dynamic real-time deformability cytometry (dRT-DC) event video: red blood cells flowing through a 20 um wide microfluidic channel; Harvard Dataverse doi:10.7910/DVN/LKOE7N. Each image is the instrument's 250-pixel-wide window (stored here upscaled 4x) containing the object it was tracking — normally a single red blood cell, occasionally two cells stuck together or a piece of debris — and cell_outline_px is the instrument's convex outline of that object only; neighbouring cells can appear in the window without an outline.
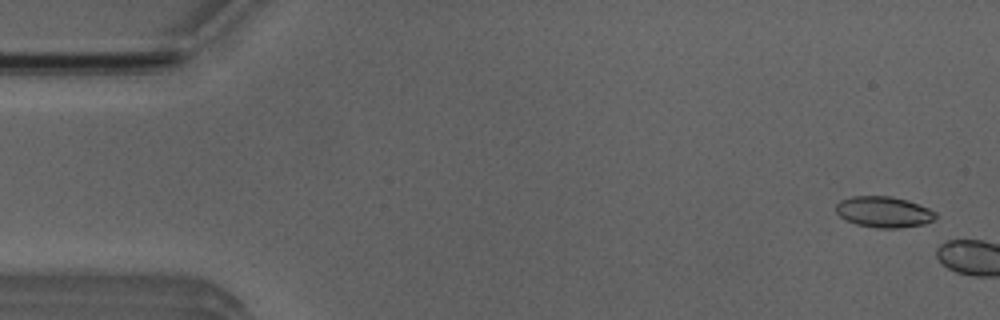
{"species": "Egyptian fruit bat (a non-hibernating species)", "species_latin": "Rousettus aegyptiacus", "temperature_condition": "room temperature", "stored_images_in_passage": 4, "camera_frame_rate_fps": 3000, "um_per_image_px": 0.085, "animal": {"sex": "male"}, "frame": {"image": 1, "passage_image": 2, "time_ms": 0.333, "image_size_px": [1000, 320], "cell_outline_px": [[936, 216], [932, 220], [924, 224], [896, 228], [876, 228], [856, 224], [840, 216], [836, 212], [836, 204], [840, 200], [852, 196], [892, 196], [908, 200], [928, 208], [936, 212]], "centroid_in_image_um": [75.11, 18.0], "position_along_channel_um": 9.9, "area_um2": 17.92}}